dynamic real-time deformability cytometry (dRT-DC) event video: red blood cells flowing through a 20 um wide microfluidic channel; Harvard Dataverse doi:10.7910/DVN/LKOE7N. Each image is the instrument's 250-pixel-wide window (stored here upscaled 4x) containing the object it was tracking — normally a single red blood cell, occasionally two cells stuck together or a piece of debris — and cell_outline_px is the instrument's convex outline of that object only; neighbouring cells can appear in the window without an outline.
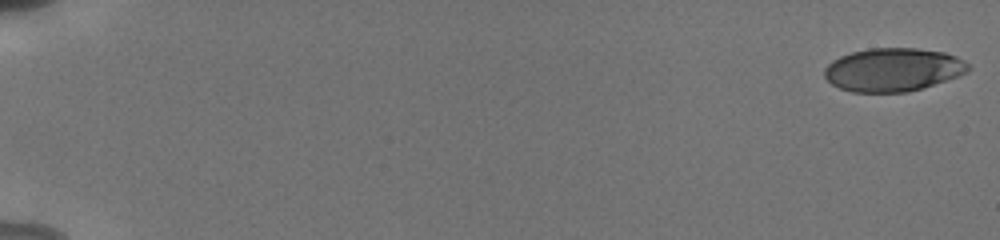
{"species": "human", "species_latin": "Homo sapiens", "temperature_condition": "cold", "stored_images_in_passage": 26, "camera_frame_rate_fps": 3000, "um_per_image_px": 0.085, "donor": {"sex": "male"}, "frame": {"image": 1, "passage_image": 1, "time_ms": 0.0, "image_size_px": [1000, 240], "cell_outline_px": [[972, 68], [968, 72], [908, 92], [852, 92], [840, 88], [832, 84], [824, 76], [824, 68], [832, 60], [840, 56], [852, 52], [868, 48], [916, 48], [944, 52], [956, 56], [968, 64]], "centroid_in_image_um": [75.88, 5.91], "position_along_channel_um": 9.1, "area_um2": 36.13}}
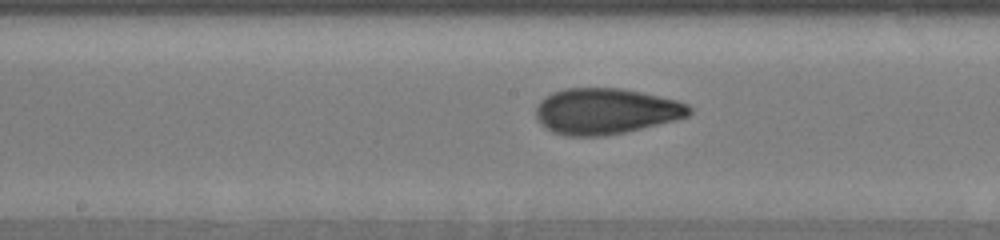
{"frame": {"image": 2, "passage_image": 15, "time_ms": 10.0, "image_size_px": [1000, 240], "cell_outline_px": [[692, 112], [688, 116], [676, 120], [624, 132], [604, 136], [564, 136], [552, 132], [540, 124], [536, 116], [536, 104], [540, 100], [552, 92], [564, 88], [620, 88], [640, 92], [676, 100], [688, 104], [692, 108]], "centroid_in_image_um": [51.46, 9.45], "position_along_channel_um": 196.7, "area_um2": 41.15}}
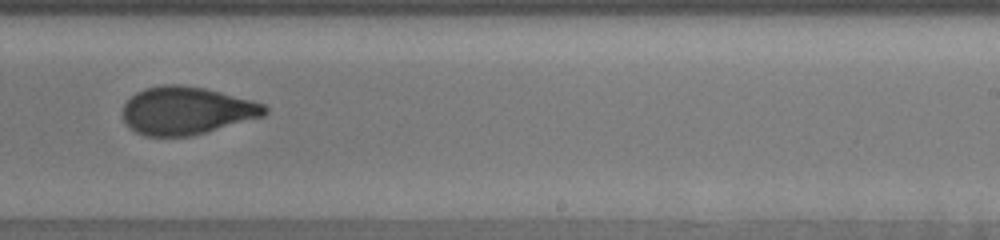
{"frame": {"image": 3, "passage_image": 20, "time_ms": 12.0, "image_size_px": [1000, 240], "cell_outline_px": [[268, 112], [264, 116], [192, 136], [144, 136], [128, 128], [124, 120], [124, 104], [136, 92], [144, 88], [164, 84], [180, 84], [204, 88], [252, 100], [264, 104], [268, 108]], "centroid_in_image_um": [15.85, 9.4], "position_along_channel_um": 273.1, "area_um2": 39.59}, "authors_computed_cell_mechanics": {"area_um2": 38.6682, "velocity_mm_per_s": 3.8413, "shape_relaxation_time_tau1_ms": 4.7138, "shape_relaxation_time_tau2_ms": 1.112, "deformation_change_tau1": 0.161, "deformation_change_tau2": 0.0576}}